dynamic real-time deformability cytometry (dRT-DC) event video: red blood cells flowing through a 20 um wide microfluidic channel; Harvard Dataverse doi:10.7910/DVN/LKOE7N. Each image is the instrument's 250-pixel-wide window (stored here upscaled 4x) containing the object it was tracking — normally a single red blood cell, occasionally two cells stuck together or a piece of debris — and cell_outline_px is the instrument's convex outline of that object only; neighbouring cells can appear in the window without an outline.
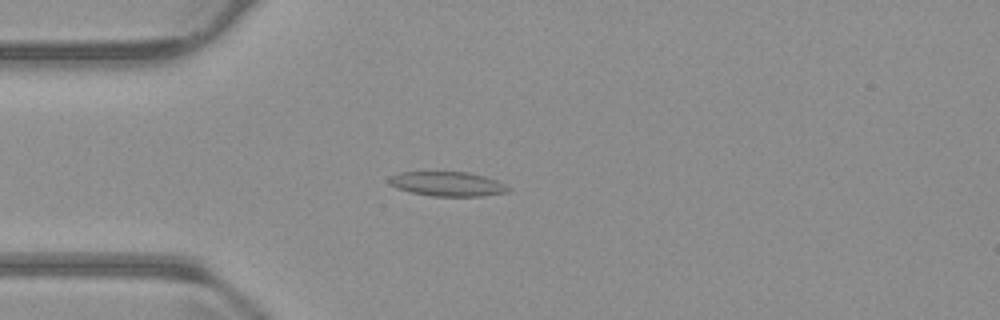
{"species": "common noctule bat (a hibernating species)", "species_latin": "Nyctalus noctula", "temperature_condition": "warm", "stored_images_in_passage": 55, "camera_frame_rate_fps": 3000, "um_per_image_px": 0.085, "animal": {"sex": "male", "body_mass_g": 23.1, "forearm_length_mm": 52.7}, "frame": {"image": 1, "passage_image": 15, "time_ms": 4.667, "image_size_px": [1000, 320], "cell_outline_px": [[512, 192], [484, 196], [432, 196], [412, 192], [396, 188], [388, 184], [388, 180], [392, 176], [400, 172], [468, 172], [484, 176], [496, 180], [512, 188]], "centroid_in_image_um": [38.09, 15.64], "position_along_channel_um": 46.9, "area_um2": 17.11}}
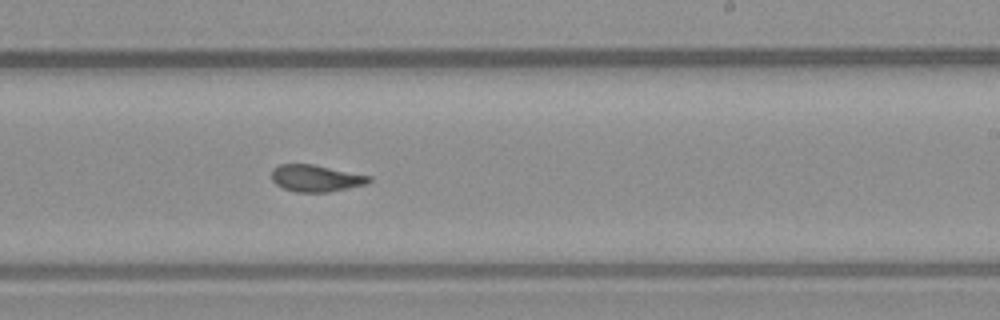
{"frame": {"image": 2, "passage_image": 33, "time_ms": 10.667, "image_size_px": [1000, 320], "cell_outline_px": [[372, 180], [368, 184], [328, 192], [296, 192], [284, 188], [276, 184], [272, 180], [272, 168], [280, 164], [312, 164], [372, 176]], "centroid_in_image_um": [26.87, 15.15], "position_along_channel_um": 262.1, "area_um2": 15.26}}
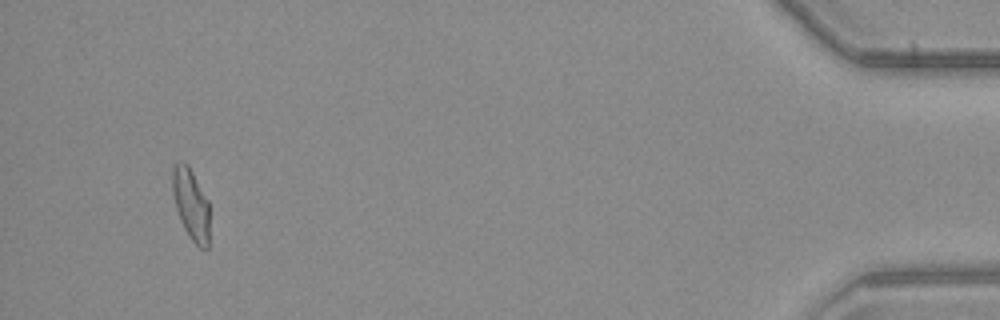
{"frame": {"image": 3, "passage_image": 52, "time_ms": 17.0, "image_size_px": [1000, 320], "cell_outline_px": [[208, 248], [200, 248], [188, 236], [180, 220], [176, 208], [172, 192], [172, 164], [176, 160], [184, 160], [188, 164], [208, 200]], "centroid_in_image_um": [16.19, 17.28], "position_along_channel_um": 419.0, "area_um2": 15.55}, "authors_computed_cell_mechanics": {"area_um2": 15.9528, "velocity_mm_per_s": 3.7946, "shape_relaxation_time_tau1_ms": null, "shape_relaxation_time_tau2_ms": 1.4668, "deformation_change_tau1": null, "deformation_change_tau2": 0.0772}}